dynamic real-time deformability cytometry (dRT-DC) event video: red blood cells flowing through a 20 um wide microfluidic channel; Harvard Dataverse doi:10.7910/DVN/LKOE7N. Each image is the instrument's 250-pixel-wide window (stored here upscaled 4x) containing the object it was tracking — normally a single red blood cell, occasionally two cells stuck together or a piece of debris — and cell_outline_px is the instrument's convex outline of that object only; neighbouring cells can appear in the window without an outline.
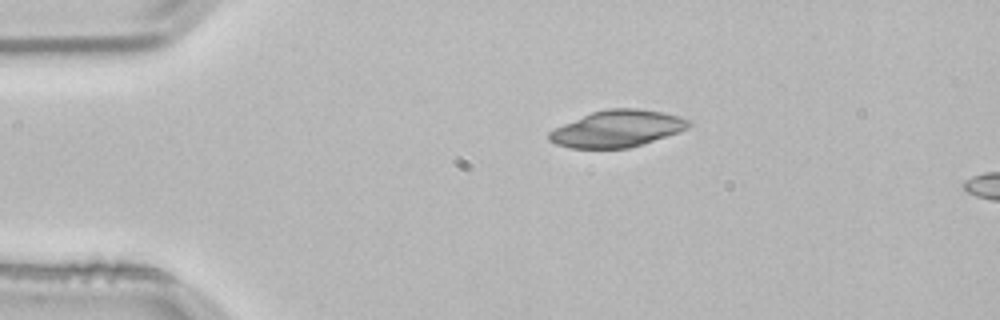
{"species": "common noctule bat (a hibernating species)", "species_latin": "Nyctalus noctula", "temperature_condition": "room temperature", "stored_images_in_passage": 6, "camera_frame_rate_fps": 3000, "um_per_image_px": 0.085, "animal": {"sex": "male", "body_mass_g": 21.5, "forearm_length_mm": 52.0}, "frame": {"image": 1, "passage_image": 1, "time_ms": 0.0, "image_size_px": [1000, 320], "cell_outline_px": [[692, 124], [688, 128], [680, 132], [644, 144], [628, 148], [572, 148], [556, 144], [548, 140], [548, 132], [564, 124], [592, 112], [608, 108], [636, 108], [664, 112], [692, 120]], "centroid_in_image_um": [52.52, 10.94], "position_along_channel_um": 32.5, "area_um2": 29.94}}